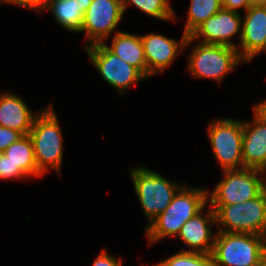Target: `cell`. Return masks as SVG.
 <instances>
[{"mask_svg": "<svg viewBox=\"0 0 266 266\" xmlns=\"http://www.w3.org/2000/svg\"><path fill=\"white\" fill-rule=\"evenodd\" d=\"M208 206V190L183 185L169 206L147 227L145 235L150 245L166 237L178 236L181 227Z\"/></svg>", "mask_w": 266, "mask_h": 266, "instance_id": "1", "label": "cell"}, {"mask_svg": "<svg viewBox=\"0 0 266 266\" xmlns=\"http://www.w3.org/2000/svg\"><path fill=\"white\" fill-rule=\"evenodd\" d=\"M62 133L53 104H49L36 116L29 132L38 170L43 175L50 168L57 173L61 172L64 152Z\"/></svg>", "mask_w": 266, "mask_h": 266, "instance_id": "2", "label": "cell"}, {"mask_svg": "<svg viewBox=\"0 0 266 266\" xmlns=\"http://www.w3.org/2000/svg\"><path fill=\"white\" fill-rule=\"evenodd\" d=\"M215 212L217 231L266 237V192L245 202L209 205Z\"/></svg>", "mask_w": 266, "mask_h": 266, "instance_id": "3", "label": "cell"}, {"mask_svg": "<svg viewBox=\"0 0 266 266\" xmlns=\"http://www.w3.org/2000/svg\"><path fill=\"white\" fill-rule=\"evenodd\" d=\"M130 176L139 204L149 221L146 227L169 206L177 191L184 185L171 182L144 165L131 169Z\"/></svg>", "mask_w": 266, "mask_h": 266, "instance_id": "4", "label": "cell"}, {"mask_svg": "<svg viewBox=\"0 0 266 266\" xmlns=\"http://www.w3.org/2000/svg\"><path fill=\"white\" fill-rule=\"evenodd\" d=\"M265 255V236L216 232L212 251L214 266H252Z\"/></svg>", "mask_w": 266, "mask_h": 266, "instance_id": "5", "label": "cell"}, {"mask_svg": "<svg viewBox=\"0 0 266 266\" xmlns=\"http://www.w3.org/2000/svg\"><path fill=\"white\" fill-rule=\"evenodd\" d=\"M187 58V68L192 77L213 79L218 83L244 62L236 48L200 42L192 48Z\"/></svg>", "mask_w": 266, "mask_h": 266, "instance_id": "6", "label": "cell"}, {"mask_svg": "<svg viewBox=\"0 0 266 266\" xmlns=\"http://www.w3.org/2000/svg\"><path fill=\"white\" fill-rule=\"evenodd\" d=\"M208 138L221 170L244 169L242 157L243 121L216 118L208 124Z\"/></svg>", "mask_w": 266, "mask_h": 266, "instance_id": "7", "label": "cell"}, {"mask_svg": "<svg viewBox=\"0 0 266 266\" xmlns=\"http://www.w3.org/2000/svg\"><path fill=\"white\" fill-rule=\"evenodd\" d=\"M264 173L257 169L223 170V178L212 192L208 205H231L253 199L264 190Z\"/></svg>", "mask_w": 266, "mask_h": 266, "instance_id": "8", "label": "cell"}, {"mask_svg": "<svg viewBox=\"0 0 266 266\" xmlns=\"http://www.w3.org/2000/svg\"><path fill=\"white\" fill-rule=\"evenodd\" d=\"M84 50L98 73L109 85L117 89L119 95L125 94L129 87L146 79L137 68L112 53L104 43L84 47Z\"/></svg>", "mask_w": 266, "mask_h": 266, "instance_id": "9", "label": "cell"}, {"mask_svg": "<svg viewBox=\"0 0 266 266\" xmlns=\"http://www.w3.org/2000/svg\"><path fill=\"white\" fill-rule=\"evenodd\" d=\"M123 16L121 0H92L80 30V33L85 32L83 47L103 43L115 32Z\"/></svg>", "mask_w": 266, "mask_h": 266, "instance_id": "10", "label": "cell"}, {"mask_svg": "<svg viewBox=\"0 0 266 266\" xmlns=\"http://www.w3.org/2000/svg\"><path fill=\"white\" fill-rule=\"evenodd\" d=\"M241 13L222 8L214 16L199 25L188 37L185 48L199 40L200 43L226 45L237 49L231 40L234 36L241 37Z\"/></svg>", "mask_w": 266, "mask_h": 266, "instance_id": "11", "label": "cell"}, {"mask_svg": "<svg viewBox=\"0 0 266 266\" xmlns=\"http://www.w3.org/2000/svg\"><path fill=\"white\" fill-rule=\"evenodd\" d=\"M147 64V78L163 73L176 56L185 50L188 35L183 33L180 41L161 34L140 35Z\"/></svg>", "mask_w": 266, "mask_h": 266, "instance_id": "12", "label": "cell"}, {"mask_svg": "<svg viewBox=\"0 0 266 266\" xmlns=\"http://www.w3.org/2000/svg\"><path fill=\"white\" fill-rule=\"evenodd\" d=\"M237 46L240 58L251 62L266 46V7L253 6L242 17L241 37Z\"/></svg>", "mask_w": 266, "mask_h": 266, "instance_id": "13", "label": "cell"}, {"mask_svg": "<svg viewBox=\"0 0 266 266\" xmlns=\"http://www.w3.org/2000/svg\"><path fill=\"white\" fill-rule=\"evenodd\" d=\"M205 209L206 207L181 227L178 237L187 247L186 250H181L212 254L216 233H212L211 228L216 224V217L211 207Z\"/></svg>", "mask_w": 266, "mask_h": 266, "instance_id": "14", "label": "cell"}, {"mask_svg": "<svg viewBox=\"0 0 266 266\" xmlns=\"http://www.w3.org/2000/svg\"><path fill=\"white\" fill-rule=\"evenodd\" d=\"M254 119L243 121L242 157L244 168L266 169V119L254 109Z\"/></svg>", "mask_w": 266, "mask_h": 266, "instance_id": "15", "label": "cell"}, {"mask_svg": "<svg viewBox=\"0 0 266 266\" xmlns=\"http://www.w3.org/2000/svg\"><path fill=\"white\" fill-rule=\"evenodd\" d=\"M23 100L11 92L0 94V126L15 130L22 136L29 135L40 112H32Z\"/></svg>", "mask_w": 266, "mask_h": 266, "instance_id": "16", "label": "cell"}, {"mask_svg": "<svg viewBox=\"0 0 266 266\" xmlns=\"http://www.w3.org/2000/svg\"><path fill=\"white\" fill-rule=\"evenodd\" d=\"M103 43L112 53L137 68L147 78V64L140 35L118 30L113 35L111 46H108L106 41Z\"/></svg>", "mask_w": 266, "mask_h": 266, "instance_id": "17", "label": "cell"}, {"mask_svg": "<svg viewBox=\"0 0 266 266\" xmlns=\"http://www.w3.org/2000/svg\"><path fill=\"white\" fill-rule=\"evenodd\" d=\"M92 0H51L45 10H50L56 22L68 31L80 33L84 14Z\"/></svg>", "mask_w": 266, "mask_h": 266, "instance_id": "18", "label": "cell"}, {"mask_svg": "<svg viewBox=\"0 0 266 266\" xmlns=\"http://www.w3.org/2000/svg\"><path fill=\"white\" fill-rule=\"evenodd\" d=\"M8 160L28 177H43L38 170L35 160L34 147L29 135L21 136L16 142L12 143L4 152Z\"/></svg>", "mask_w": 266, "mask_h": 266, "instance_id": "19", "label": "cell"}, {"mask_svg": "<svg viewBox=\"0 0 266 266\" xmlns=\"http://www.w3.org/2000/svg\"><path fill=\"white\" fill-rule=\"evenodd\" d=\"M222 8V0H190L183 33L189 36L199 25Z\"/></svg>", "mask_w": 266, "mask_h": 266, "instance_id": "20", "label": "cell"}, {"mask_svg": "<svg viewBox=\"0 0 266 266\" xmlns=\"http://www.w3.org/2000/svg\"><path fill=\"white\" fill-rule=\"evenodd\" d=\"M124 14L127 8L133 4L137 9L163 21H172L176 19L175 12L168 0H121Z\"/></svg>", "mask_w": 266, "mask_h": 266, "instance_id": "21", "label": "cell"}, {"mask_svg": "<svg viewBox=\"0 0 266 266\" xmlns=\"http://www.w3.org/2000/svg\"><path fill=\"white\" fill-rule=\"evenodd\" d=\"M153 266H214L212 254L181 250Z\"/></svg>", "mask_w": 266, "mask_h": 266, "instance_id": "22", "label": "cell"}, {"mask_svg": "<svg viewBox=\"0 0 266 266\" xmlns=\"http://www.w3.org/2000/svg\"><path fill=\"white\" fill-rule=\"evenodd\" d=\"M28 178L19 167H15L6 155L0 154V179L2 180H22Z\"/></svg>", "mask_w": 266, "mask_h": 266, "instance_id": "23", "label": "cell"}, {"mask_svg": "<svg viewBox=\"0 0 266 266\" xmlns=\"http://www.w3.org/2000/svg\"><path fill=\"white\" fill-rule=\"evenodd\" d=\"M51 0H0V4H13L42 13L48 7Z\"/></svg>", "mask_w": 266, "mask_h": 266, "instance_id": "24", "label": "cell"}, {"mask_svg": "<svg viewBox=\"0 0 266 266\" xmlns=\"http://www.w3.org/2000/svg\"><path fill=\"white\" fill-rule=\"evenodd\" d=\"M22 135L12 129L0 126V153H3L12 143L16 142Z\"/></svg>", "mask_w": 266, "mask_h": 266, "instance_id": "25", "label": "cell"}, {"mask_svg": "<svg viewBox=\"0 0 266 266\" xmlns=\"http://www.w3.org/2000/svg\"><path fill=\"white\" fill-rule=\"evenodd\" d=\"M92 266H122V258H116L103 249L95 258Z\"/></svg>", "mask_w": 266, "mask_h": 266, "instance_id": "26", "label": "cell"}, {"mask_svg": "<svg viewBox=\"0 0 266 266\" xmlns=\"http://www.w3.org/2000/svg\"><path fill=\"white\" fill-rule=\"evenodd\" d=\"M222 7L235 12H239L237 10L241 8L246 11L249 8V0H222Z\"/></svg>", "mask_w": 266, "mask_h": 266, "instance_id": "27", "label": "cell"}, {"mask_svg": "<svg viewBox=\"0 0 266 266\" xmlns=\"http://www.w3.org/2000/svg\"><path fill=\"white\" fill-rule=\"evenodd\" d=\"M253 109L261 115L263 118L266 119V99L264 101L259 102L258 104L256 103L253 106Z\"/></svg>", "mask_w": 266, "mask_h": 266, "instance_id": "28", "label": "cell"}, {"mask_svg": "<svg viewBox=\"0 0 266 266\" xmlns=\"http://www.w3.org/2000/svg\"><path fill=\"white\" fill-rule=\"evenodd\" d=\"M266 0H249V7L253 6H265Z\"/></svg>", "mask_w": 266, "mask_h": 266, "instance_id": "29", "label": "cell"}, {"mask_svg": "<svg viewBox=\"0 0 266 266\" xmlns=\"http://www.w3.org/2000/svg\"><path fill=\"white\" fill-rule=\"evenodd\" d=\"M252 266H266V255L260 259L255 265Z\"/></svg>", "mask_w": 266, "mask_h": 266, "instance_id": "30", "label": "cell"}, {"mask_svg": "<svg viewBox=\"0 0 266 266\" xmlns=\"http://www.w3.org/2000/svg\"><path fill=\"white\" fill-rule=\"evenodd\" d=\"M263 173H264V190H265V192H266V169L263 171Z\"/></svg>", "mask_w": 266, "mask_h": 266, "instance_id": "31", "label": "cell"}, {"mask_svg": "<svg viewBox=\"0 0 266 266\" xmlns=\"http://www.w3.org/2000/svg\"><path fill=\"white\" fill-rule=\"evenodd\" d=\"M264 52H266V46H265L264 50L261 52V54L264 53Z\"/></svg>", "mask_w": 266, "mask_h": 266, "instance_id": "32", "label": "cell"}]
</instances>
